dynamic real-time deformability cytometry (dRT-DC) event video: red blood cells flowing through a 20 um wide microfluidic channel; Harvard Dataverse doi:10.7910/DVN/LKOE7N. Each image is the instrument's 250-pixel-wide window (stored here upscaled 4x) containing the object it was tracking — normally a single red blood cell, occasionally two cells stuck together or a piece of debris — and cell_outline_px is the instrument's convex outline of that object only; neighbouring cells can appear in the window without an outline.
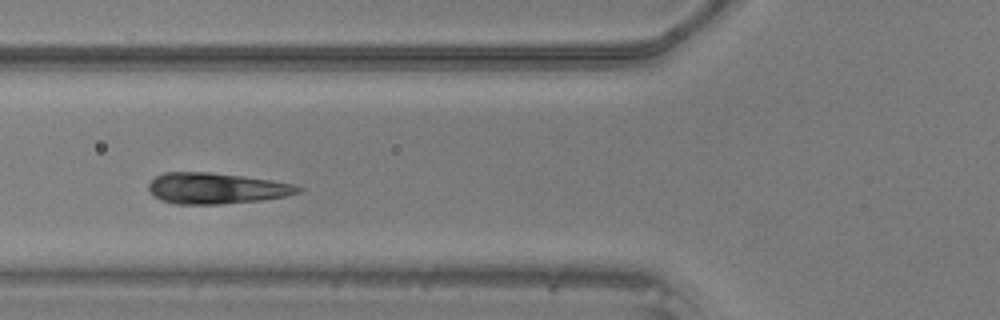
{"species": "common noctule bat (a hibernating species)", "species_latin": "Nyctalus noctula", "temperature_condition": "warm", "stored_images_in_passage": 10, "camera_frame_rate_fps": 3000, "um_per_image_px": 0.085, "animal": {"sex": "male", "body_mass_g": 20.5, "forearm_length_mm": 52.5}, "frame": {"image": 1, "passage_image": 5, "time_ms": 1.333, "image_size_px": [1000, 320], "cell_outline_px": [[304, 188], [300, 192], [284, 196], [260, 200], [220, 204], [176, 204], [160, 200], [148, 188], [148, 184], [156, 176], [164, 172], [212, 172], [244, 176], [272, 180], [296, 184]], "centroid_in_image_um": [18.41, 16.0], "position_along_channel_um": 107.4, "area_um2": 26.99}}